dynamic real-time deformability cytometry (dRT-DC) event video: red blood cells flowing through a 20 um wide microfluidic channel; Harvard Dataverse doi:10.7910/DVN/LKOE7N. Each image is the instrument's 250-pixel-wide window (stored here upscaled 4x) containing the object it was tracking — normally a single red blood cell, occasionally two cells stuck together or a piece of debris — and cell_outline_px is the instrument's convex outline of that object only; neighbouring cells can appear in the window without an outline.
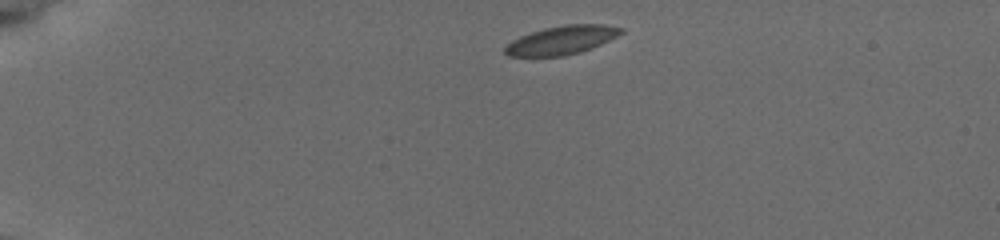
{"species": "common noctule bat (a hibernating species)", "species_latin": "Nyctalus noctula", "temperature_condition": "cold", "stored_images_in_passage": 31, "camera_frame_rate_fps": 3000, "um_per_image_px": 0.085, "animal": {"sex": "female", "body_mass_g": 19.5, "forearm_length_mm": 54.1}, "frame": {"image": 1, "passage_image": 1, "time_ms": 0.0, "image_size_px": [1000, 240], "cell_outline_px": [[624, 32], [592, 48], [580, 52], [564, 56], [508, 56], [504, 52], [504, 48], [512, 40], [520, 36], [544, 28], [568, 24], [604, 24], [624, 28]], "centroid_in_image_um": [47.75, 3.41], "position_along_channel_um": 37.3, "area_um2": 19.25}}
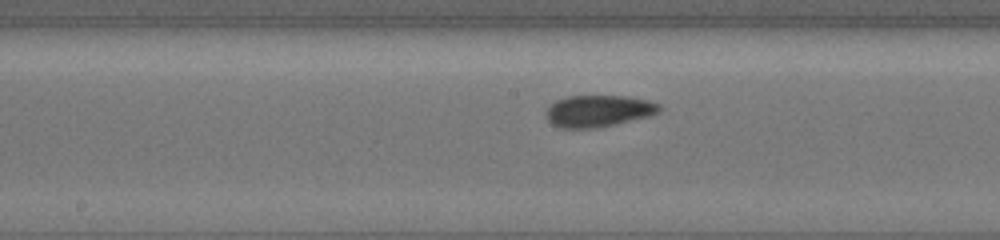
{"frame": {"image": 2, "passage_image": 14, "time_ms": 6.0, "image_size_px": [1000, 240], "cell_outline_px": [[660, 108], [656, 112], [648, 116], [612, 124], [592, 128], [560, 128], [552, 124], [548, 120], [544, 112], [556, 100], [568, 96], [628, 96], [648, 100], [660, 104]], "centroid_in_image_um": [50.81, 9.42], "position_along_channel_um": 197.4, "area_um2": 20.63}}
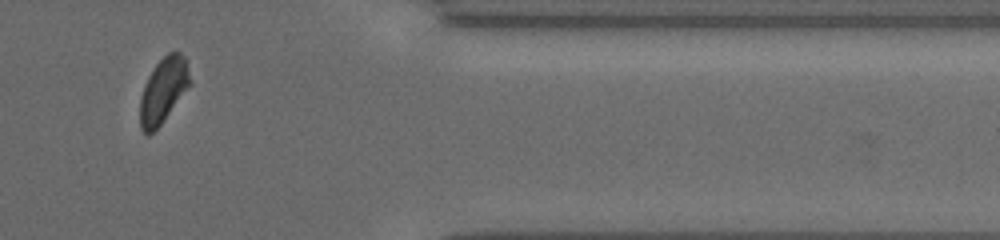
{"frame": {"image": 3, "passage_image": 27, "time_ms": 11.667, "image_size_px": [1000, 240], "cell_outline_px": [[192, 84], [160, 124], [148, 136], [144, 136], [140, 128], [140, 96], [144, 84], [152, 68], [168, 52], [180, 52], [184, 56]], "centroid_in_image_um": [13.86, 7.69], "position_along_channel_um": 397.5, "area_um2": 19.02}, "authors_computed_cell_mechanics": {"area_um2": 20.0566, "velocity_mm_per_s": 3.815, "shape_relaxation_time_tau1_ms": 3.335, "shape_relaxation_time_tau2_ms": 2.093, "deformation_change_tau1": 0.07, "deformation_change_tau2": 0.0516}}